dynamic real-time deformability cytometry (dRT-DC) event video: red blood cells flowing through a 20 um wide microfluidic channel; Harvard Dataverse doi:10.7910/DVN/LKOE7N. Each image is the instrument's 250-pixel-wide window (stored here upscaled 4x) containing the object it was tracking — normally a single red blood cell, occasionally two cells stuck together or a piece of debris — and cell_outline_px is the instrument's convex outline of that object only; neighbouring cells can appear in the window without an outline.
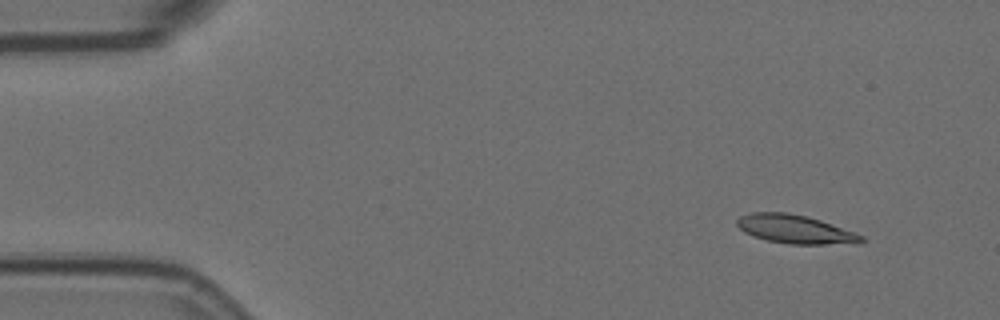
{"species": "Egyptian fruit bat (a non-hibernating species)", "species_latin": "Rousettus aegyptiacus", "temperature_condition": "room temperature", "stored_images_in_passage": 11, "camera_frame_rate_fps": 3000, "um_per_image_px": 0.085, "animal": {"sex": "female"}, "frame": {"image": 1, "passage_image": 2, "time_ms": 0.333, "image_size_px": [1000, 320], "cell_outline_px": [[868, 240], [860, 244], [788, 244], [768, 240], [752, 236], [744, 232], [736, 224], [736, 220], [740, 216], [752, 212], [788, 212], [808, 216], [820, 220], [864, 236]], "centroid_in_image_um": [67.62, 19.49], "position_along_channel_um": 17.4, "area_um2": 20.92}}
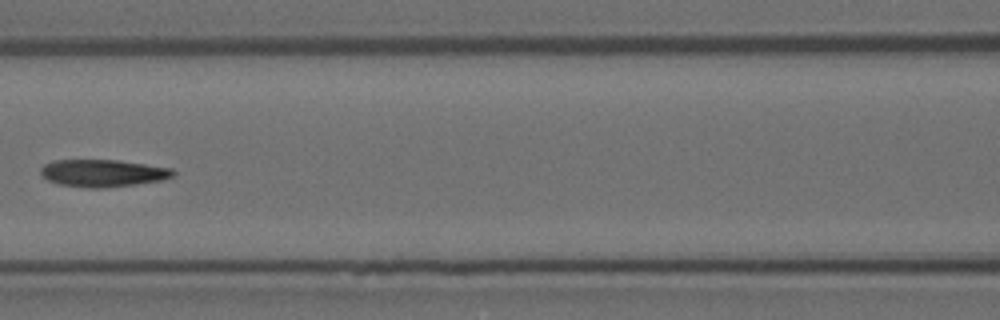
{"frame": {"image": 2, "passage_image": 7, "time_ms": 2.0, "image_size_px": [1000, 320], "cell_outline_px": [[176, 176], [160, 180], [136, 184], [104, 188], [88, 188], [60, 184], [48, 180], [40, 176], [40, 168], [44, 164], [52, 160], [116, 160], [172, 168], [176, 172]], "centroid_in_image_um": [8.72, 14.71], "position_along_channel_um": 157.9, "area_um2": 21.15}}
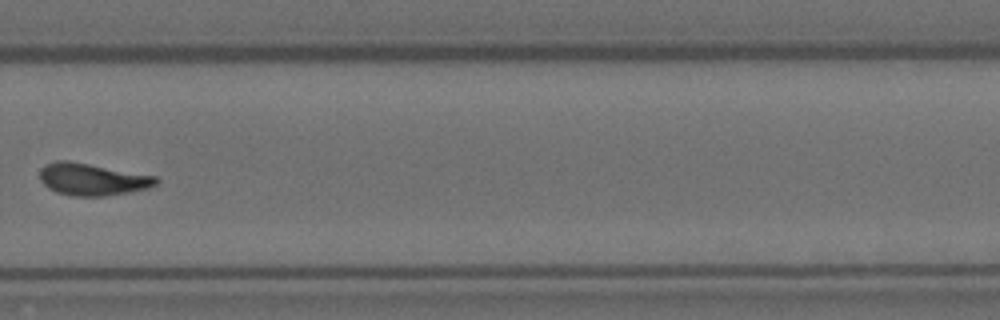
{"frame": {"image": 3, "passage_image": 11, "time_ms": 3.333, "image_size_px": [1000, 320], "cell_outline_px": [[160, 180], [156, 184], [148, 188], [128, 192], [104, 196], [72, 196], [56, 192], [48, 188], [40, 180], [40, 168], [44, 164], [56, 160], [68, 160], [156, 176]], "centroid_in_image_um": [7.81, 15.23], "position_along_channel_um": 322.0, "area_um2": 21.79}}